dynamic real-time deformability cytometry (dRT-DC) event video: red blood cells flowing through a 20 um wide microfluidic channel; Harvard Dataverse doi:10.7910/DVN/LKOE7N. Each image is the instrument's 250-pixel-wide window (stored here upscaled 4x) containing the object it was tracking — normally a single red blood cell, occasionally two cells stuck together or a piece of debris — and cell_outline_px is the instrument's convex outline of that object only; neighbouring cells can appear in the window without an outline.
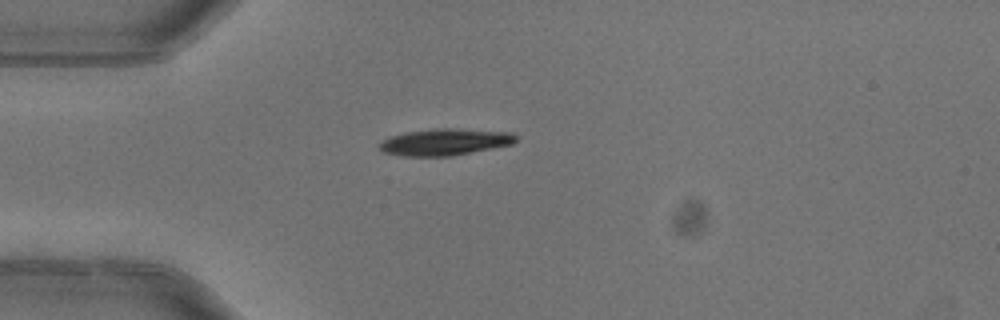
{"species": "common noctule bat (a hibernating species)", "species_latin": "Nyctalus noctula", "temperature_condition": "warm", "stored_images_in_passage": 2, "camera_frame_rate_fps": 3000, "um_per_image_px": 0.085, "animal": {"sex": "female"}, "frame": {"image": 1, "passage_image": 1, "time_ms": 0.0, "image_size_px": [1000, 320], "cell_outline_px": [[516, 140], [512, 144], [452, 156], [404, 156], [384, 152], [376, 148], [388, 136], [404, 132], [436, 128], [460, 128], [512, 132], [516, 136]], "centroid_in_image_um": [37.8, 12.06], "position_along_channel_um": 47.2, "area_um2": 21.39}}